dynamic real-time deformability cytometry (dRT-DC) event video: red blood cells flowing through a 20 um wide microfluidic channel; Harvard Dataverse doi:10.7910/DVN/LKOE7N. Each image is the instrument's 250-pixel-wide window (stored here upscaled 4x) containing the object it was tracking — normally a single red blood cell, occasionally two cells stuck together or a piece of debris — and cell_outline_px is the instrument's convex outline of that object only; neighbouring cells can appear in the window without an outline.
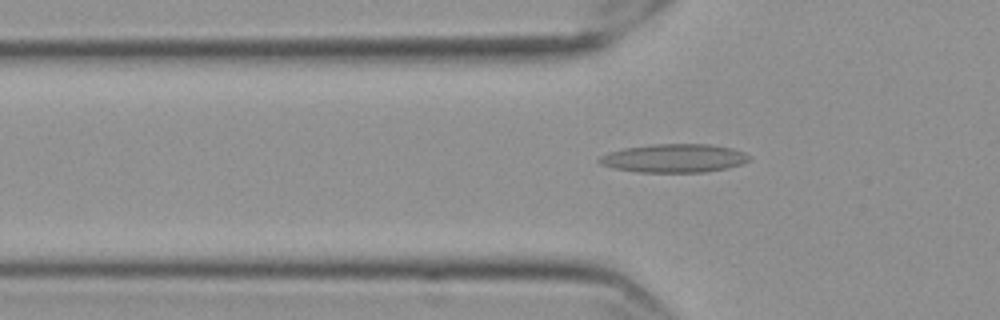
{"species": "Egyptian fruit bat (a non-hibernating species)", "species_latin": "Rousettus aegyptiacus", "temperature_condition": "cold", "stored_images_in_passage": 52, "camera_frame_rate_fps": 3000, "um_per_image_px": 0.085, "frame": {"image": 1, "passage_image": 14, "time_ms": 4.333, "image_size_px": [1000, 320], "cell_outline_px": [[752, 160], [744, 164], [728, 168], [704, 172], [640, 172], [612, 168], [600, 164], [596, 160], [600, 156], [608, 152], [624, 148], [652, 144], [708, 144], [732, 148], [744, 152], [752, 156]], "centroid_in_image_um": [57.33, 13.45], "position_along_channel_um": 68.5, "area_um2": 25.2}}
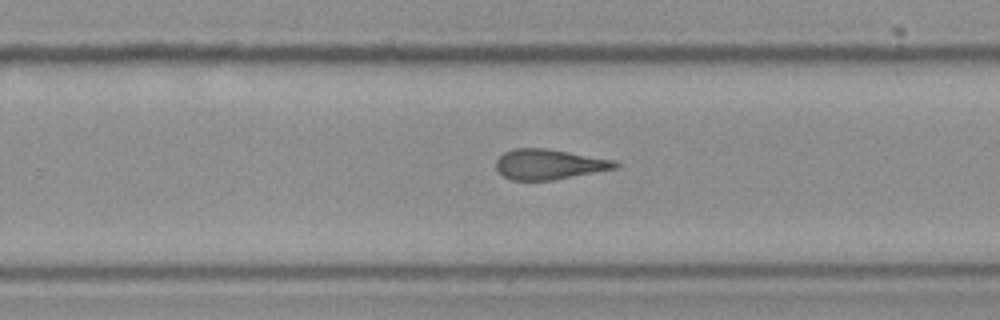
{"frame": {"image": 2, "passage_image": 32, "time_ms": 10.333, "image_size_px": [1000, 320], "cell_outline_px": [[620, 164], [616, 168], [552, 180], [512, 180], [504, 176], [496, 168], [496, 160], [504, 152], [512, 148], [544, 148], [616, 160]], "centroid_in_image_um": [46.65, 13.96], "position_along_channel_um": 283.1, "area_um2": 20.81}}
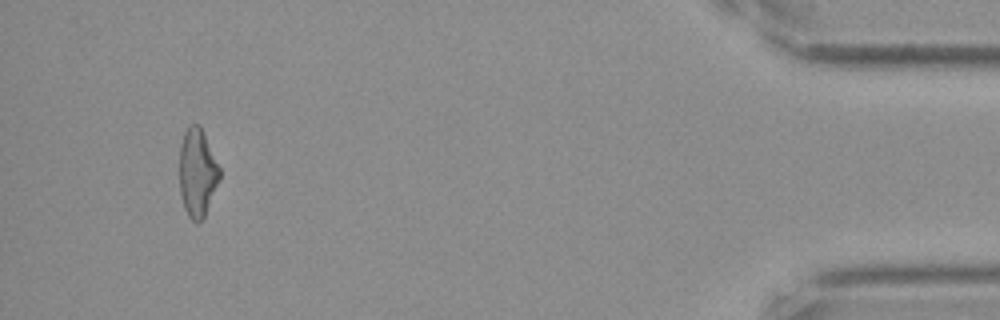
{"frame": {"image": 3, "passage_image": 49, "time_ms": 16.0, "image_size_px": [1000, 320], "cell_outline_px": [[220, 180], [204, 216], [200, 220], [192, 220], [188, 216], [184, 208], [180, 192], [180, 144], [184, 132], [192, 124], [200, 124], [220, 168]], "centroid_in_image_um": [16.78, 14.65], "position_along_channel_um": 418.4, "area_um2": 20.46}, "authors_computed_cell_mechanics": {"area_um2": 21.4438, "velocity_mm_per_s": 3.5742, "shape_relaxation_time_tau1_ms": null, "shape_relaxation_time_tau2_ms": 3.3643, "deformation_change_tau1": null, "deformation_change_tau2": 0.1465}}